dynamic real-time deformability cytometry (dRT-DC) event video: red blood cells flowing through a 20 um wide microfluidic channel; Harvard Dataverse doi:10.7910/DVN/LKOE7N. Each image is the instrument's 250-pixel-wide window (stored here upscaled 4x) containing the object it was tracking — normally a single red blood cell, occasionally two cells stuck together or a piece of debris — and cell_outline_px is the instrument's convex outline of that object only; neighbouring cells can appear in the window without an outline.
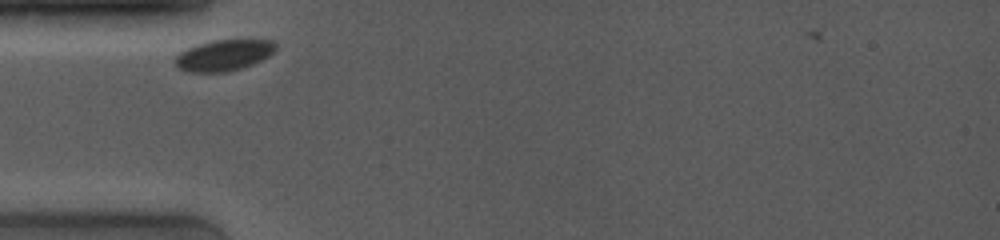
{"species": "common noctule bat (a hibernating species)", "species_latin": "Nyctalus noctula", "temperature_condition": "room temperature", "stored_images_in_passage": 32, "camera_frame_rate_fps": 4000, "um_per_image_px": 0.085, "animal": {"sex": "female", "body_mass_g": 19.0, "forearm_length_mm": 53.3}, "frame": {"image": 1, "passage_image": 2, "time_ms": 0.25, "image_size_px": [1000, 240], "cell_outline_px": [[276, 48], [268, 56], [252, 64], [240, 68], [224, 72], [188, 72], [180, 68], [176, 64], [176, 56], [180, 52], [196, 44], [212, 40], [272, 40], [276, 44]], "centroid_in_image_um": [19.01, 4.69], "position_along_channel_um": 66.0, "area_um2": 17.92}}
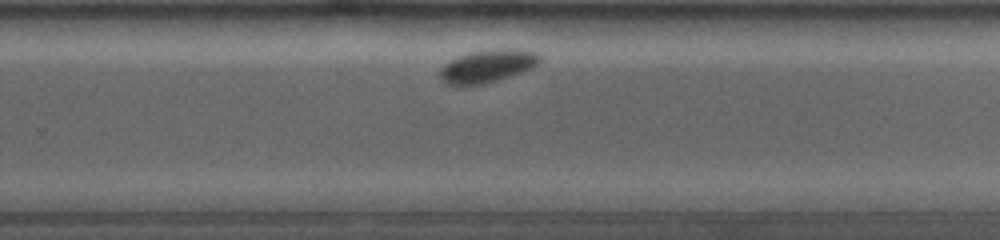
{"frame": {"image": 2, "passage_image": 22, "time_ms": 6.5, "image_size_px": [1000, 240], "cell_outline_px": [[540, 60], [536, 64], [520, 72], [496, 80], [480, 84], [448, 84], [440, 80], [440, 68], [444, 64], [460, 56], [472, 52], [504, 48], [520, 48], [536, 52], [540, 56]], "centroid_in_image_um": [41.43, 5.59], "position_along_channel_um": 288.4, "area_um2": 18.5}}
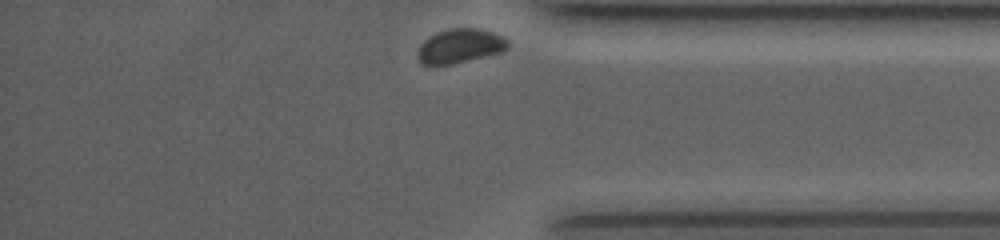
{"frame": {"image": 3, "passage_image": 32, "time_ms": 9.5, "image_size_px": [1000, 240], "cell_outline_px": [[508, 48], [500, 52], [452, 64], [424, 64], [416, 56], [420, 44], [424, 40], [440, 32], [452, 28], [476, 28], [492, 32], [508, 40]], "centroid_in_image_um": [39.1, 3.91], "position_along_channel_um": 396.1, "area_um2": 17.51}}